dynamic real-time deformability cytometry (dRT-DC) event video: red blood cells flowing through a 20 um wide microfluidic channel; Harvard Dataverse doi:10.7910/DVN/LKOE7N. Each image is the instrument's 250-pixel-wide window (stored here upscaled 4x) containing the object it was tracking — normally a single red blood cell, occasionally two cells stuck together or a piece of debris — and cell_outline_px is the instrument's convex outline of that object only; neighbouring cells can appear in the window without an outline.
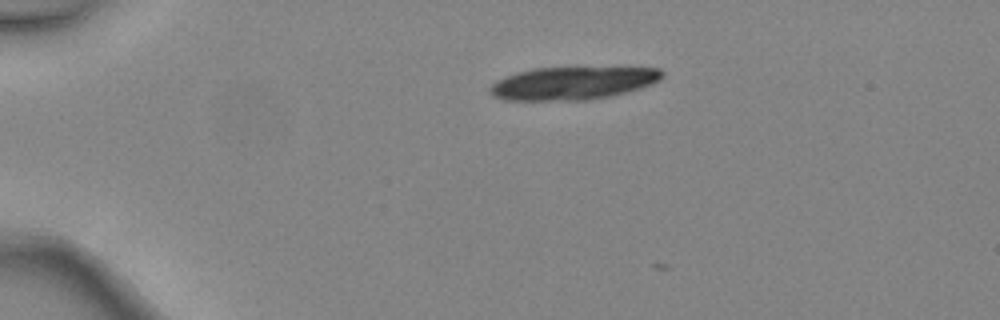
{"species": "common noctule bat (a hibernating species)", "species_latin": "Nyctalus noctula", "temperature_condition": "warm", "stored_images_in_passage": 3, "camera_frame_rate_fps": 3000, "um_per_image_px": 0.085, "animal": {"sex": "female", "body_mass_g": 24.6, "forearm_length_mm": 56.2}, "frame": {"image": 1, "passage_image": 1, "time_ms": 0.0, "image_size_px": [1000, 320], "cell_outline_px": [[664, 76], [660, 80], [652, 84], [628, 92], [612, 96], [588, 100], [504, 100], [492, 96], [488, 92], [488, 88], [496, 80], [504, 76], [532, 68], [660, 68], [664, 72]], "centroid_in_image_um": [48.66, 7.08], "position_along_channel_um": 36.3, "area_um2": 33.18}}